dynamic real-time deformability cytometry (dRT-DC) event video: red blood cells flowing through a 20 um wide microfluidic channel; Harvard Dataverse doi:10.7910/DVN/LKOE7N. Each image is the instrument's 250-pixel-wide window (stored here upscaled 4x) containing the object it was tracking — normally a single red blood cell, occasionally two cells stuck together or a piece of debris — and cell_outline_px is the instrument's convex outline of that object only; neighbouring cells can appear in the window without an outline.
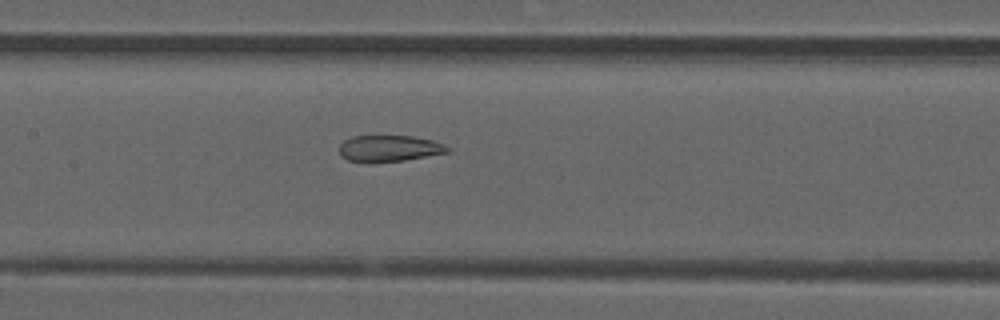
{"species": "common noctule bat (a hibernating species)", "species_latin": "Nyctalus noctula", "temperature_condition": "room temperature", "stored_images_in_passage": 52, "segment_of_instrument_passage": [2, 2], "camera_frame_rate_fps": 3000, "um_per_image_px": 0.085, "animal": {"sex": "male", "forearm_length_mm": 52.5}, "frame": {"image": 1, "passage_image": 25, "time_ms": 8.0, "image_size_px": [1000, 320], "cell_outline_px": [[448, 152], [404, 160], [348, 160], [340, 156], [340, 144], [344, 140], [352, 136], [412, 136], [432, 140], [444, 144], [448, 148]], "centroid_in_image_um": [33.08, 12.58], "position_along_channel_um": 174.3, "area_um2": 15.95}}
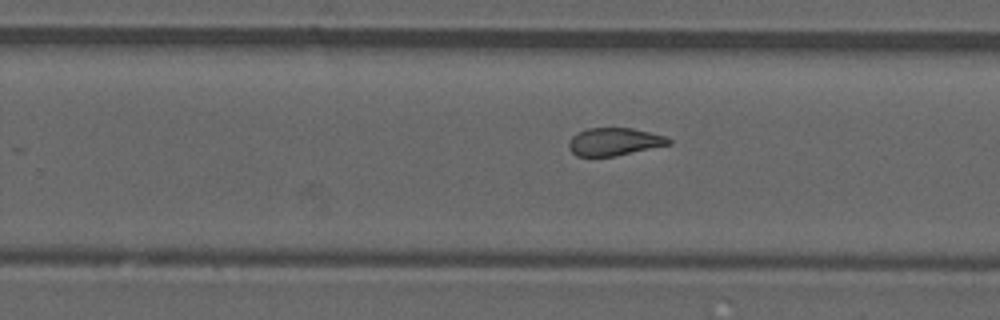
{"frame": {"image": 2, "passage_image": 33, "time_ms": 10.667, "image_size_px": [1000, 320], "cell_outline_px": [[672, 144], [616, 156], [576, 156], [568, 148], [568, 140], [576, 132], [588, 128], [632, 128], [668, 136], [672, 140]], "centroid_in_image_um": [52.22, 12.04], "position_along_channel_um": 277.6, "area_um2": 16.42}}
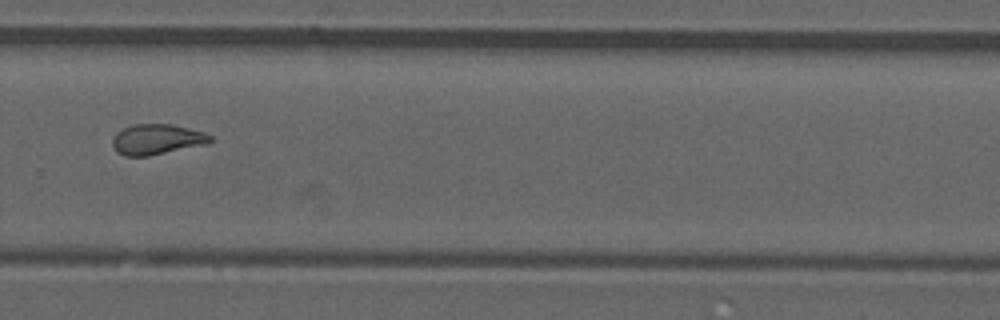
{"frame": {"image": 3, "passage_image": 36, "time_ms": 11.667, "image_size_px": [1000, 320], "cell_outline_px": [[212, 140], [208, 144], [148, 156], [124, 156], [116, 152], [112, 144], [112, 140], [116, 132], [124, 128], [136, 124], [172, 124], [204, 132], [212, 136]], "centroid_in_image_um": [13.33, 11.85], "position_along_channel_um": 316.5, "area_um2": 17.4}}